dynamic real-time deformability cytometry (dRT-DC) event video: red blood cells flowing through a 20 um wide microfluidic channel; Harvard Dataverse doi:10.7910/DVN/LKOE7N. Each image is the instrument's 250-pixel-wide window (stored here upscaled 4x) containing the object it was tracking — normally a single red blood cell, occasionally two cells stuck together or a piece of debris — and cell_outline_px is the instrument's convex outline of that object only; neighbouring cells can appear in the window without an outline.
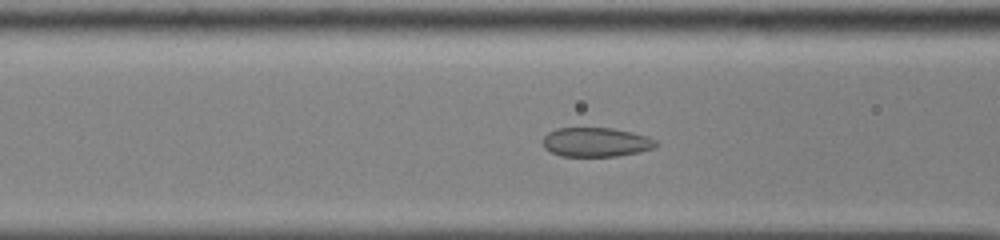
{"species": "common noctule bat (a hibernating species)", "species_latin": "Nyctalus noctula", "temperature_condition": "cold", "stored_images_in_passage": 48, "camera_frame_rate_fps": 3000, "um_per_image_px": 0.085, "animal": {"sex": "male", "body_mass_g": 13.0, "forearm_length_mm": 53.1}, "frame": {"image": 1, "passage_image": 17, "time_ms": 5.333, "image_size_px": [1000, 240], "cell_outline_px": [[656, 144], [652, 148], [640, 152], [616, 156], [560, 156], [544, 148], [544, 136], [548, 132], [556, 128], [612, 128], [632, 132], [648, 136], [656, 140]], "centroid_in_image_um": [50.65, 12.08], "position_along_channel_um": 115.9, "area_um2": 19.19}}
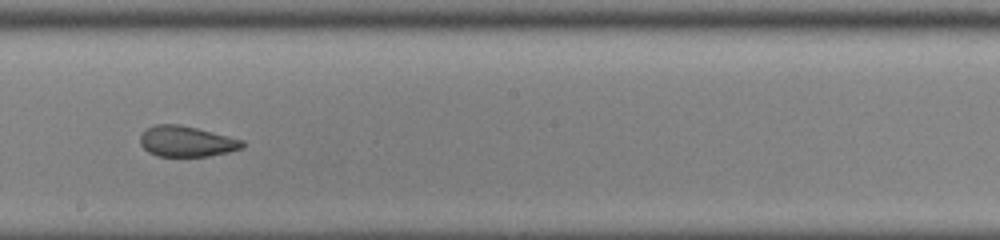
{"frame": {"image": 2, "passage_image": 26, "time_ms": 8.333, "image_size_px": [1000, 240], "cell_outline_px": [[244, 148], [228, 152], [208, 156], [156, 156], [148, 152], [140, 144], [140, 132], [144, 128], [156, 124], [180, 124], [244, 140]], "centroid_in_image_um": [15.82, 12.01], "position_along_channel_um": 232.4, "area_um2": 18.44}}
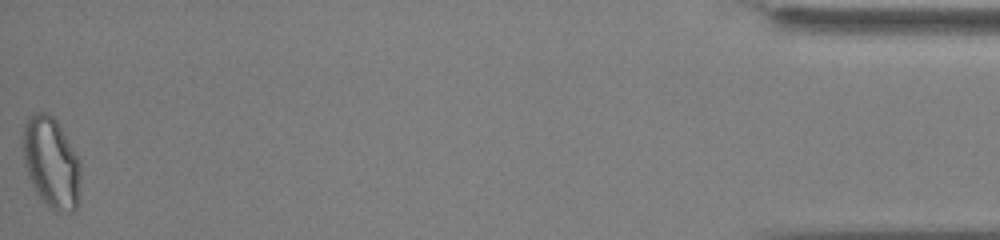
{"frame": {"image": 3, "passage_image": 48, "time_ms": 15.667, "image_size_px": [1000, 240], "cell_outline_px": [[80, 180], [76, 208], [72, 212], [56, 212], [44, 204], [36, 192], [28, 176], [24, 164], [24, 124], [28, 116], [32, 112], [48, 112], [56, 120], [80, 160]], "centroid_in_image_um": [4.35, 13.83], "position_along_channel_um": 430.8, "area_um2": 30.52}, "authors_computed_cell_mechanics": {"area_um2": 21.5594, "velocity_mm_per_s": 3.8814, "shape_relaxation_time_tau1_ms": null, "shape_relaxation_time_tau2_ms": 1.6374, "deformation_change_tau1": null, "deformation_change_tau2": 0.0585}}